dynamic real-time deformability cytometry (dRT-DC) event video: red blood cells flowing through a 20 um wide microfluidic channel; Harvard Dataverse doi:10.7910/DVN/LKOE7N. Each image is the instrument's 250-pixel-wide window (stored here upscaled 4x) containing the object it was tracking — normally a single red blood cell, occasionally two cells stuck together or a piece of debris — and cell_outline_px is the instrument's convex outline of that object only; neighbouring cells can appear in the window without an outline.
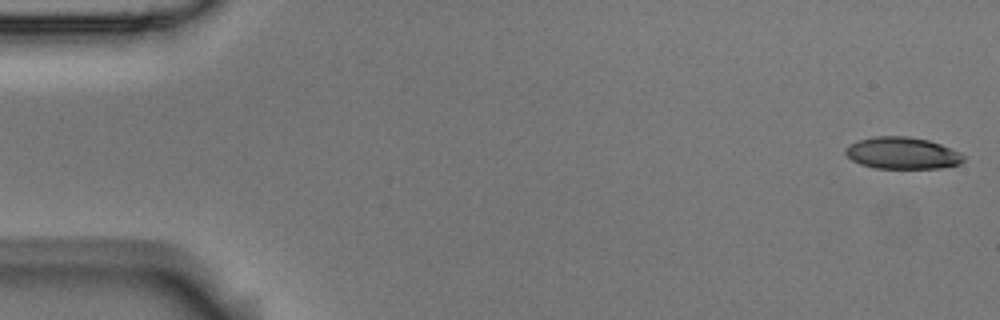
{"species": "Egyptian fruit bat (a non-hibernating species)", "species_latin": "Rousettus aegyptiacus", "temperature_condition": "room temperature", "stored_images_in_passage": 56, "camera_frame_rate_fps": 3000, "um_per_image_px": 0.085, "animal": {"sex": "male"}, "frame": {"image": 1, "passage_image": 1, "time_ms": 0.0, "image_size_px": [1000, 320], "cell_outline_px": [[964, 160], [960, 164], [940, 168], [876, 168], [860, 164], [852, 160], [844, 152], [844, 148], [848, 144], [872, 136], [908, 136], [928, 140], [940, 144], [960, 152], [964, 156]], "centroid_in_image_um": [76.68, 13.01], "position_along_channel_um": 8.3, "area_um2": 21.96}}
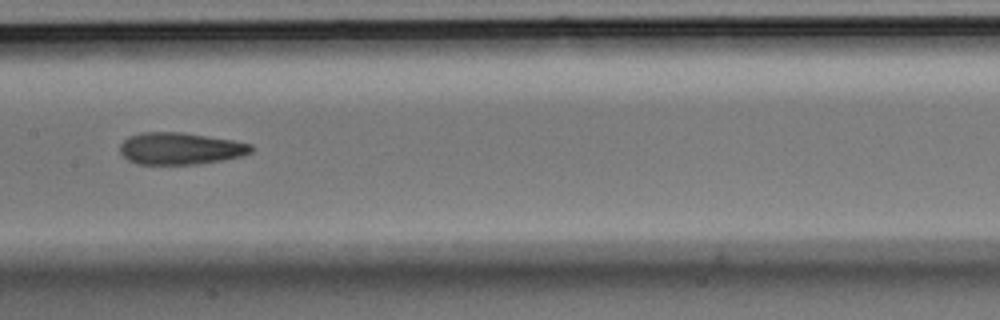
{"frame": {"image": 2, "passage_image": 28, "time_ms": 9.0, "image_size_px": [1000, 320], "cell_outline_px": [[252, 152], [244, 156], [224, 160], [200, 164], [136, 164], [128, 160], [120, 152], [120, 144], [128, 136], [140, 132], [180, 132], [232, 140], [252, 144]], "centroid_in_image_um": [15.32, 12.63], "position_along_channel_um": 192.1, "area_um2": 24.57}}
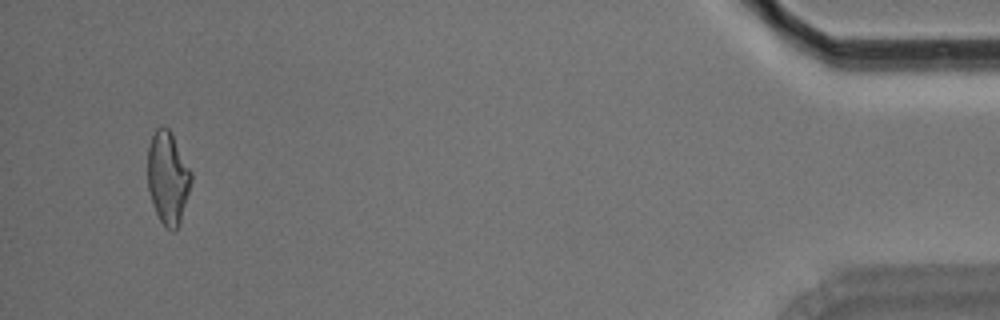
{"frame": {"image": 3, "passage_image": 54, "time_ms": 17.667, "image_size_px": [1000, 320], "cell_outline_px": [[192, 180], [180, 224], [176, 232], [172, 232], [160, 220], [152, 204], [148, 188], [148, 144], [156, 128], [160, 124], [164, 124], [172, 132], [192, 172]], "centroid_in_image_um": [14.27, 15.08], "position_along_channel_um": 420.9, "area_um2": 23.87}, "authors_computed_cell_mechanics": {"area_um2": 23.9581, "velocity_mm_per_s": 3.5394, "shape_relaxation_time_tau1_ms": 8.3236, "shape_relaxation_time_tau2_ms": 3.6277, "deformation_change_tau1": 0.1945, "deformation_change_tau2": 0.1349}}